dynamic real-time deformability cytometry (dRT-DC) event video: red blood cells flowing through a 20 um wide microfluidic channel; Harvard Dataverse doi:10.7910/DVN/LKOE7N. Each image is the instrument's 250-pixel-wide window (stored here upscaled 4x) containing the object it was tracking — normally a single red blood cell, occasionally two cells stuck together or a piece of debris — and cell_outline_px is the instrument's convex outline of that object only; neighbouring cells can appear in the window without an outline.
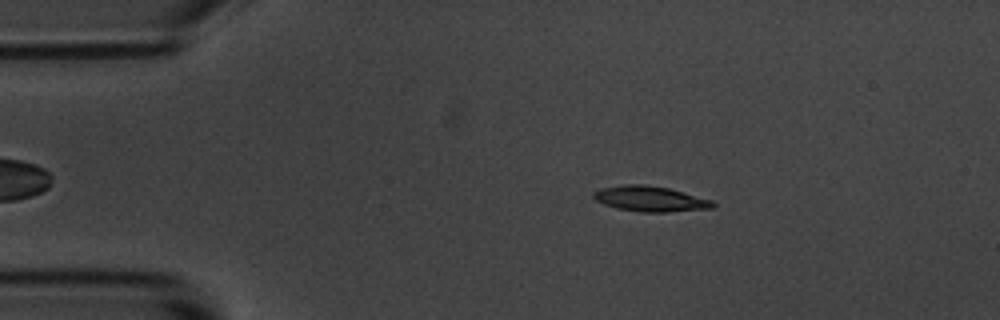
{"species": "common noctule bat (a hibernating species)", "species_latin": "Nyctalus noctula", "temperature_condition": "room temperature", "stored_images_in_passage": 55, "camera_frame_rate_fps": 3000, "um_per_image_px": 0.085, "animal": {"sex": "male", "body_mass_g": 20.1, "forearm_length_mm": 53.5}, "frame": {"image": 1, "passage_image": 9, "time_ms": 2.667, "image_size_px": [1000, 320], "cell_outline_px": [[716, 204], [712, 208], [668, 212], [640, 212], [616, 208], [604, 204], [596, 200], [592, 196], [592, 192], [600, 188], [624, 184], [644, 184], [668, 188], [712, 200]], "centroid_in_image_um": [55.23, 16.9], "position_along_channel_um": 29.8, "area_um2": 17.69}}
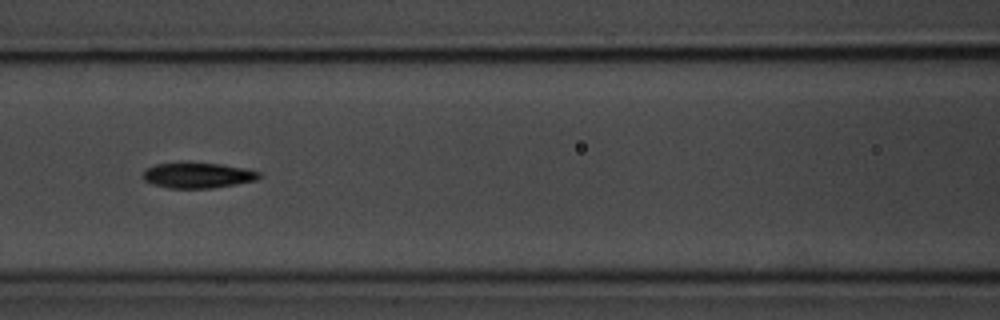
{"frame": {"image": 2, "passage_image": 23, "time_ms": 7.333, "image_size_px": [1000, 320], "cell_outline_px": [[264, 176], [256, 180], [236, 184], [212, 188], [168, 188], [152, 184], [144, 180], [144, 172], [148, 168], [156, 164], [220, 164], [248, 168], [260, 172]], "centroid_in_image_um": [16.89, 14.92], "position_along_channel_um": 149.7, "area_um2": 16.94}}
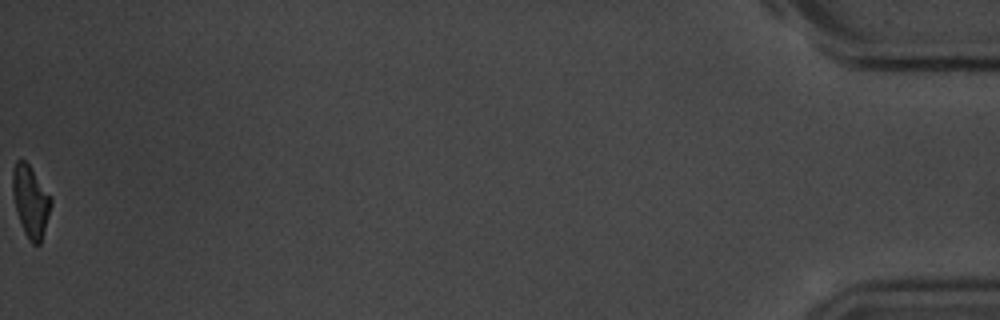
{"frame": {"image": 3, "passage_image": 55, "time_ms": 18.0, "image_size_px": [1000, 320], "cell_outline_px": [[52, 204], [40, 244], [32, 244], [28, 240], [24, 232], [16, 212], [12, 192], [12, 168], [16, 160], [24, 160], [28, 164], [52, 196]], "centroid_in_image_um": [2.59, 17.1], "position_along_channel_um": 432.6, "area_um2": 16.13}, "authors_computed_cell_mechanics": {"area_um2": 16.8198, "velocity_mm_per_s": 3.6133, "shape_relaxation_time_tau1_ms": 3.3716, "shape_relaxation_time_tau2_ms": 5.7717, "deformation_change_tau1": 0.1627, "deformation_change_tau2": 0.137}}